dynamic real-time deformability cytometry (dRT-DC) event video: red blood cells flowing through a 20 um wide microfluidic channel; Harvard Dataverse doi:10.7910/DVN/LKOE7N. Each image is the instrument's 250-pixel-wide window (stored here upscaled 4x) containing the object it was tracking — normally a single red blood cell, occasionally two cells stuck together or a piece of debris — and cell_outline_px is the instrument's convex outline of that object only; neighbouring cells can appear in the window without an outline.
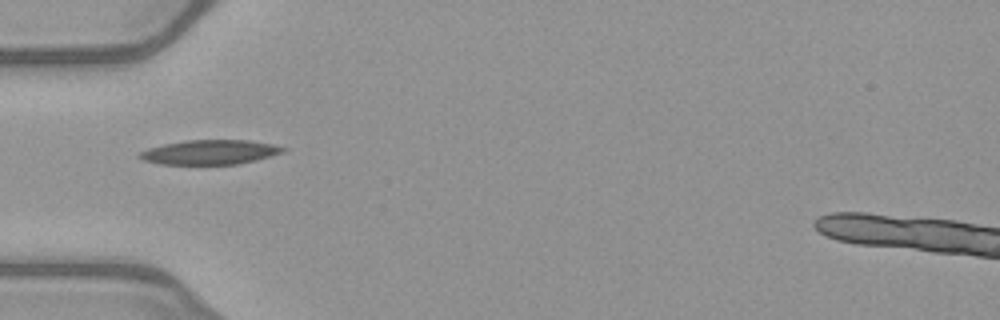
{"species": "common noctule bat (a hibernating species)", "species_latin": "Nyctalus noctula", "temperature_condition": "warm", "stored_images_in_passage": 35, "camera_frame_rate_fps": 3000, "um_per_image_px": 0.085, "animal": {"sex": "female", "body_mass_g": 21.9}, "frame": {"image": 1, "passage_image": 1, "time_ms": 0.0, "image_size_px": [1000, 320], "cell_outline_px": [[288, 148], [284, 152], [272, 156], [240, 164], [160, 164], [144, 160], [136, 156], [140, 152], [148, 148], [164, 144], [184, 140], [248, 140], [272, 144]], "centroid_in_image_um": [17.86, 12.93], "position_along_channel_um": 67.1, "area_um2": 20.58}}
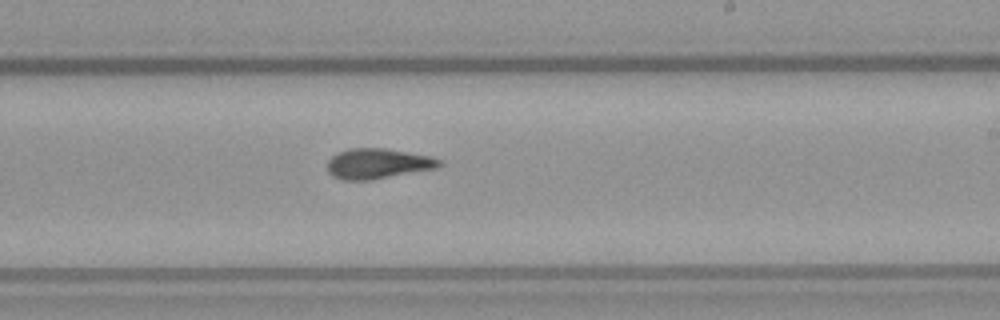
{"frame": {"image": 2, "passage_image": 15, "time_ms": 4.667, "image_size_px": [1000, 320], "cell_outline_px": [[444, 164], [436, 168], [372, 180], [340, 180], [332, 176], [328, 172], [328, 160], [336, 152], [352, 148], [384, 148], [432, 156], [440, 160]], "centroid_in_image_um": [32.1, 13.91], "position_along_channel_um": 256.9, "area_um2": 19.88}}
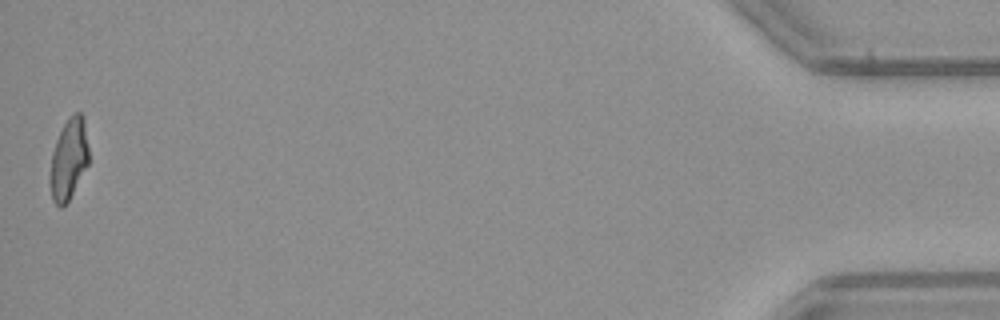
{"frame": {"image": 3, "passage_image": 35, "time_ms": 11.333, "image_size_px": [1000, 320], "cell_outline_px": [[88, 164], [68, 200], [60, 208], [52, 200], [48, 180], [52, 152], [56, 140], [68, 116], [76, 112], [80, 112], [84, 116], [88, 148]], "centroid_in_image_um": [5.82, 13.51], "position_along_channel_um": 429.4, "area_um2": 18.32}, "authors_computed_cell_mechanics": {"area_um2": 19.5364, "velocity_mm_per_s": 4.0488, "shape_relaxation_time_tau1_ms": 6.848, "shape_relaxation_time_tau2_ms": 3.5926, "deformation_change_tau1": 0.2198, "deformation_change_tau2": 0.1179}}